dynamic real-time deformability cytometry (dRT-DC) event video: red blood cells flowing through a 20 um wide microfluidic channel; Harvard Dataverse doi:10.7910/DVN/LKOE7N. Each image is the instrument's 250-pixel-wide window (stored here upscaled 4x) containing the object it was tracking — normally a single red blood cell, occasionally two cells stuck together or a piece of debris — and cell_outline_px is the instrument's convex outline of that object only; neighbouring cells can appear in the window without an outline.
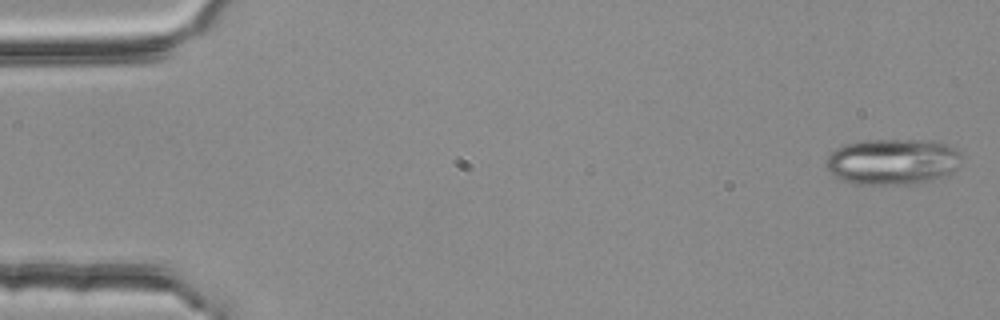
{"species": "common noctule bat (a hibernating species)", "species_latin": "Nyctalus noctula", "temperature_condition": "room temperature", "stored_images_in_passage": 4, "camera_frame_rate_fps": 3000, "um_per_image_px": 0.085, "animal": {"sex": "female", "body_mass_g": 25.1}, "frame": {"image": 1, "passage_image": 1, "time_ms": 0.0, "image_size_px": [1000, 320], "cell_outline_px": [[960, 156], [956, 168], [952, 172], [932, 180], [912, 184], [852, 184], [840, 180], [832, 176], [824, 168], [824, 160], [836, 148], [844, 144], [864, 140], [936, 140], [948, 144], [956, 148], [960, 152]], "centroid_in_image_um": [75.8, 13.74], "position_along_channel_um": 9.2, "area_um2": 36.88}}